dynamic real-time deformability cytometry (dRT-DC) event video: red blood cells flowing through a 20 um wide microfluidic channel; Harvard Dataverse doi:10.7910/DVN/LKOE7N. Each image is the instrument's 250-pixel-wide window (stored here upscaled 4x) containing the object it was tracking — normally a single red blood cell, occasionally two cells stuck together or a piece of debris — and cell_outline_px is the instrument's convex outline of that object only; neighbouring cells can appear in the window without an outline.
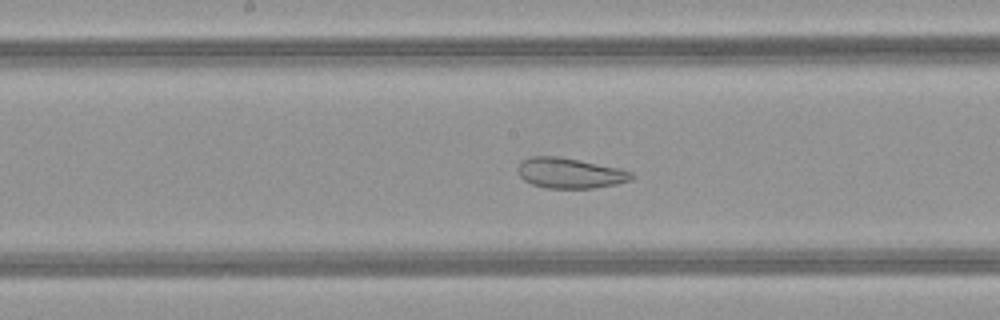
{"species": "common noctule bat (a hibernating species)", "species_latin": "Nyctalus noctula", "temperature_condition": "warm", "stored_images_in_passage": 49, "camera_frame_rate_fps": 3000, "um_per_image_px": 0.085, "animal": {"sex": "female", "body_mass_g": 21.9}, "frame": {"image": 1, "passage_image": 25, "time_ms": 8.0, "image_size_px": [1000, 320], "cell_outline_px": [[636, 176], [632, 180], [616, 184], [592, 188], [548, 188], [532, 184], [524, 180], [520, 176], [516, 168], [520, 160], [528, 156], [560, 156], [620, 168], [632, 172]], "centroid_in_image_um": [48.43, 14.7], "position_along_channel_um": 199.8, "area_um2": 20.4}}
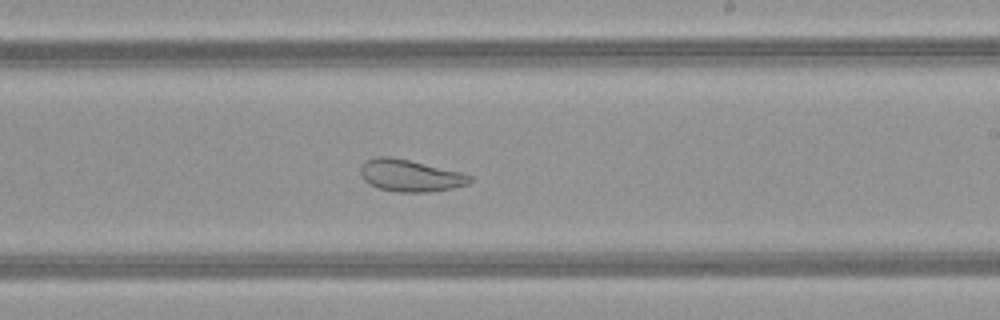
{"frame": {"image": 2, "passage_image": 29, "time_ms": 9.333, "image_size_px": [1000, 320], "cell_outline_px": [[472, 180], [468, 184], [452, 188], [428, 192], [396, 192], [380, 188], [364, 180], [360, 172], [360, 168], [364, 160], [376, 156], [392, 156], [460, 172], [472, 176]], "centroid_in_image_um": [34.84, 14.91], "position_along_channel_um": 254.2, "area_um2": 20.29}}
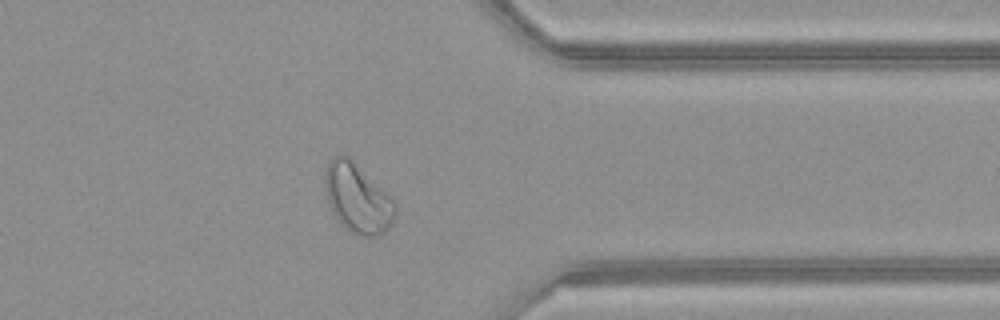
{"frame": {"image": 3, "passage_image": 39, "time_ms": 12.667, "image_size_px": [1000, 320], "cell_outline_px": [[396, 212], [392, 224], [380, 236], [356, 236], [344, 228], [336, 220], [332, 212], [328, 200], [324, 184], [324, 172], [328, 160], [332, 156], [348, 156], [396, 204]], "centroid_in_image_um": [30.35, 16.9], "position_along_channel_um": 381.1, "area_um2": 28.15}, "authors_computed_cell_mechanics": {"area_um2": 29.3624, "velocity_mm_per_s": 4.0951, "shape_relaxation_time_tau1_ms": null, "shape_relaxation_time_tau2_ms": 1.3346, "deformation_change_tau1": null, "deformation_change_tau2": 0.083}}